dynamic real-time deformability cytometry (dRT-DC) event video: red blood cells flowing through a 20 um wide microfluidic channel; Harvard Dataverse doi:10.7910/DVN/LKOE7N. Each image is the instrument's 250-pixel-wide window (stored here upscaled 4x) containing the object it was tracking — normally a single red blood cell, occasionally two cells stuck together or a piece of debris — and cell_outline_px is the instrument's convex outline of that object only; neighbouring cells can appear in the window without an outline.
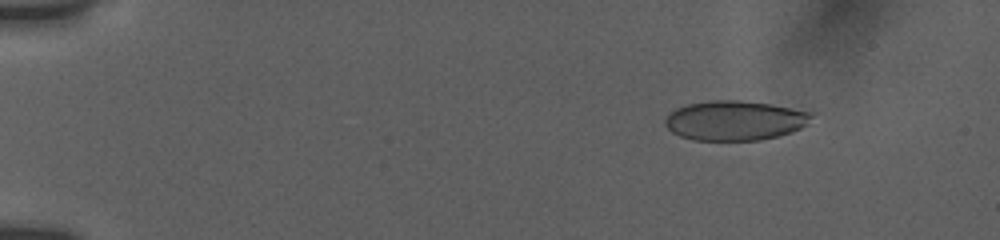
{"species": "human", "species_latin": "Homo sapiens", "temperature_condition": "room temperature", "stored_images_in_passage": 18, "camera_frame_rate_fps": 3000, "um_per_image_px": 0.085, "donor": {"sex": "female"}, "frame": {"image": 1, "passage_image": 3, "time_ms": 1.333, "image_size_px": [1000, 240], "cell_outline_px": [[808, 116], [804, 124], [800, 128], [776, 136], [760, 140], [696, 140], [680, 136], [672, 132], [664, 124], [664, 120], [676, 108], [688, 104], [712, 100], [740, 100], [772, 104], [808, 112]], "centroid_in_image_um": [62.36, 10.24], "position_along_channel_um": 22.6, "area_um2": 33.12}}
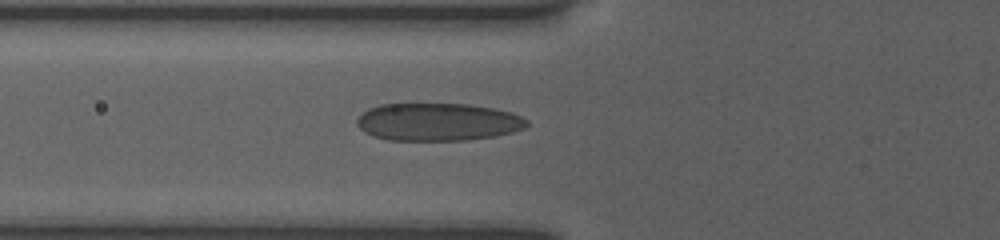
{"frame": {"image": 2, "passage_image": 12, "time_ms": 6.0, "image_size_px": [1000, 240], "cell_outline_px": [[528, 124], [524, 128], [512, 132], [492, 136], [468, 140], [388, 140], [372, 136], [364, 132], [356, 124], [356, 120], [368, 108], [380, 104], [468, 104], [492, 108], [508, 112], [520, 116], [528, 120]], "centroid_in_image_um": [37.18, 10.37], "position_along_channel_um": 88.6, "area_um2": 37.22}}
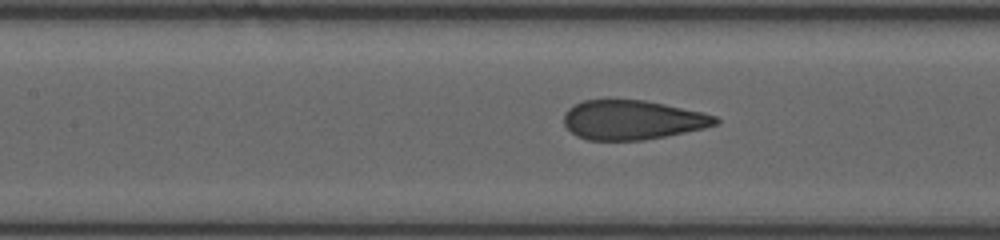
{"frame": {"image": 3, "passage_image": 16, "time_ms": 7.667, "image_size_px": [1000, 240], "cell_outline_px": [[720, 120], [716, 124], [704, 128], [644, 140], [588, 140], [576, 136], [564, 124], [564, 112], [568, 108], [584, 100], [608, 96], [644, 100], [664, 104], [700, 112], [716, 116]], "centroid_in_image_um": [53.68, 10.15], "position_along_channel_um": 153.7, "area_um2": 35.32}}